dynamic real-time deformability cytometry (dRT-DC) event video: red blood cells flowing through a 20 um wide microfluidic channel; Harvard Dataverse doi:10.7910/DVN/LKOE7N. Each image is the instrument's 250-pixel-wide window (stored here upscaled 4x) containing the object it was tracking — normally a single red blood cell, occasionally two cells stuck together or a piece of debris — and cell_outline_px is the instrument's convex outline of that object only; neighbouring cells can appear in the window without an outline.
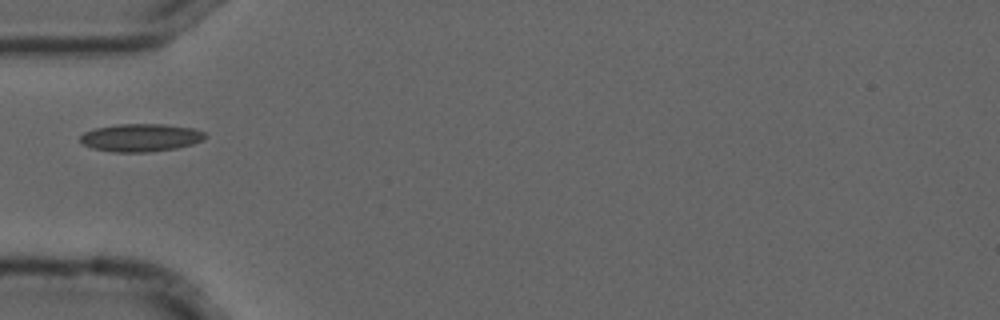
{"species": "common noctule bat (a hibernating species)", "species_latin": "Nyctalus noctula", "temperature_condition": "cold", "stored_images_in_passage": 17, "camera_frame_rate_fps": 3000, "um_per_image_px": 0.085, "animal": {"sex": "male", "forearm_length_mm": 52.5}, "frame": {"image": 1, "passage_image": 1, "time_ms": 0.0, "image_size_px": [1000, 320], "cell_outline_px": [[208, 136], [204, 140], [192, 144], [176, 148], [148, 152], [112, 152], [92, 148], [80, 144], [80, 136], [84, 132], [96, 128], [116, 124], [164, 124], [192, 128], [204, 132]], "centroid_in_image_um": [11.95, 11.7], "position_along_channel_um": 73.1, "area_um2": 20.4}}
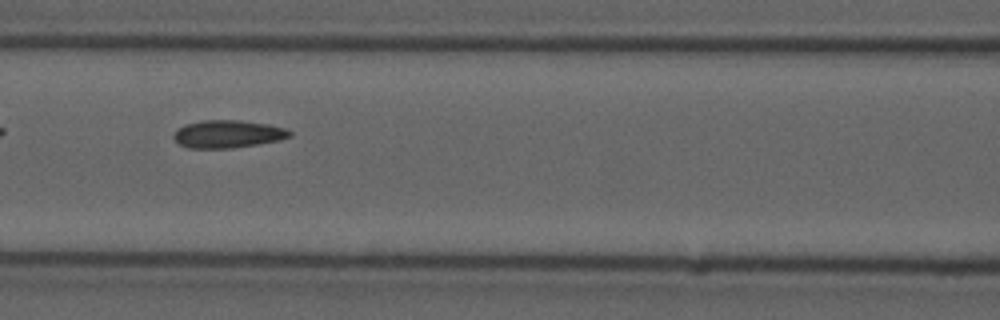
{"frame": {"image": 2, "passage_image": 7, "time_ms": 2.0, "image_size_px": [1000, 320], "cell_outline_px": [[292, 136], [280, 140], [232, 148], [188, 148], [180, 144], [172, 136], [176, 128], [184, 124], [204, 120], [240, 120], [268, 124], [284, 128], [292, 132]], "centroid_in_image_um": [19.34, 11.38], "position_along_channel_um": 147.3, "area_um2": 18.79}}
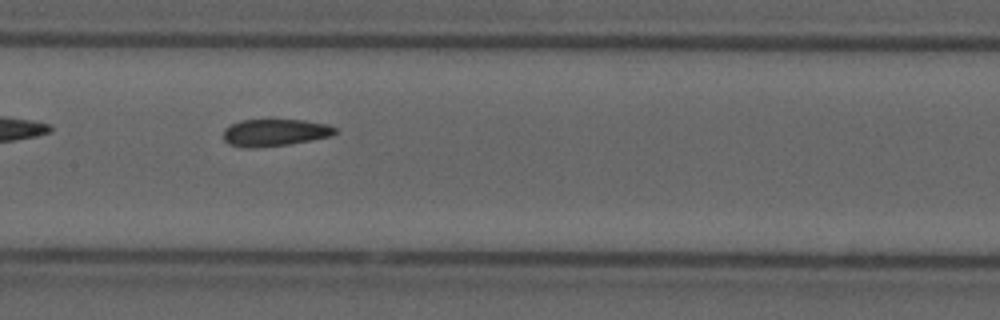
{"frame": {"image": 3, "passage_image": 10, "time_ms": 3.0, "image_size_px": [1000, 320], "cell_outline_px": [[340, 132], [332, 136], [312, 140], [288, 144], [256, 148], [244, 148], [228, 144], [224, 140], [224, 128], [240, 120], [304, 120], [328, 124], [336, 128]], "centroid_in_image_um": [23.39, 11.27], "position_along_channel_um": 184.0, "area_um2": 17.86}}